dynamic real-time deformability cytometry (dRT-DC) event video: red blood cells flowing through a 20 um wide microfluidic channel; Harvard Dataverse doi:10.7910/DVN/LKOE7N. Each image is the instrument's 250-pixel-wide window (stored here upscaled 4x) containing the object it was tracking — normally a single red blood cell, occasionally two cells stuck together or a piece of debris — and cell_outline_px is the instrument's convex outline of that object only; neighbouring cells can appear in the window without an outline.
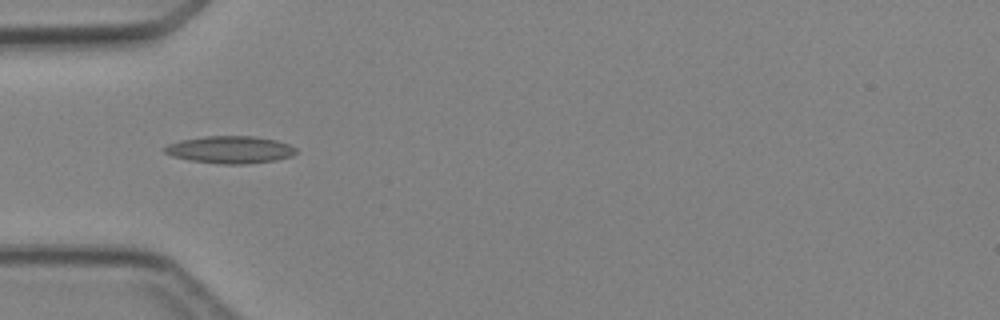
{"species": "Egyptian fruit bat (a non-hibernating species)", "species_latin": "Rousettus aegyptiacus", "temperature_condition": "cold", "stored_images_in_passage": 4, "camera_frame_rate_fps": 3000, "um_per_image_px": 0.085, "animal": {"sex": "female"}, "frame": {"image": 1, "passage_image": 4, "time_ms": 4.333, "image_size_px": [1000, 320], "cell_outline_px": [[296, 152], [292, 156], [276, 160], [248, 164], [220, 164], [192, 160], [172, 156], [164, 152], [164, 148], [168, 144], [180, 140], [204, 136], [256, 136], [276, 140], [288, 144], [296, 148]], "centroid_in_image_um": [19.58, 12.72], "position_along_channel_um": 65.4, "area_um2": 20.92}}